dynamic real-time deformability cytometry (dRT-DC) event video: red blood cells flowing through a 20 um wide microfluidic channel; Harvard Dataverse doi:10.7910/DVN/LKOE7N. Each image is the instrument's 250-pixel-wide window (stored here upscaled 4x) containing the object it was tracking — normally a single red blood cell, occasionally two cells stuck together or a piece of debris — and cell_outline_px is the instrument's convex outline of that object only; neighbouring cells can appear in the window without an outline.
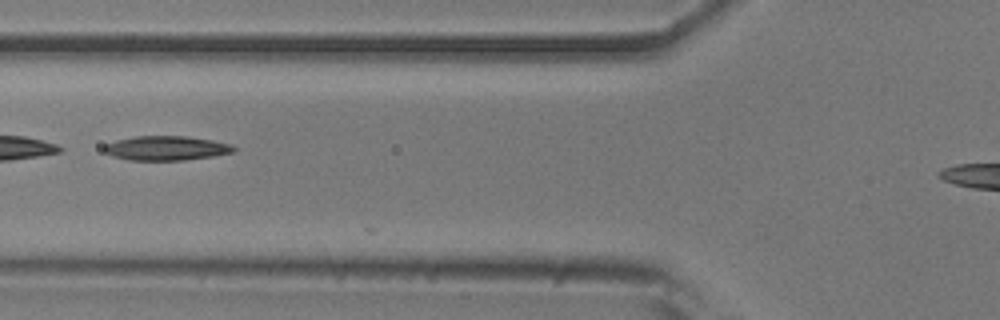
{"species": "common noctule bat (a hibernating species)", "species_latin": "Nyctalus noctula", "temperature_condition": "room temperature", "stored_images_in_passage": 14, "camera_frame_rate_fps": 3000, "um_per_image_px": 0.085, "animal": {"sex": "male", "body_mass_g": 20.5, "forearm_length_mm": 52.5}, "frame": {"image": 1, "passage_image": 12, "time_ms": 3.667, "image_size_px": [1000, 320], "cell_outline_px": [[236, 152], [212, 156], [184, 160], [128, 160], [112, 156], [104, 152], [104, 144], [116, 140], [136, 136], [184, 136], [212, 140], [232, 144], [236, 148]], "centroid_in_image_um": [14.13, 12.59], "position_along_channel_um": 111.7, "area_um2": 18.5}}